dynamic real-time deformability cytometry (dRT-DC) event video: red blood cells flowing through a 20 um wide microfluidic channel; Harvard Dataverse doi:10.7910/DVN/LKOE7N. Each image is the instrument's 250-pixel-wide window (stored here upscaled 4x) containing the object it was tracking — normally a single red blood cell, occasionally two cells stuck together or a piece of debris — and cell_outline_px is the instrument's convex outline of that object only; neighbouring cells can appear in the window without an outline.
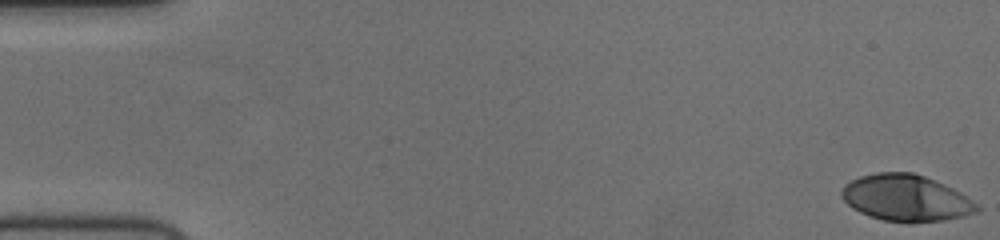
{"species": "human", "species_latin": "Homo sapiens", "temperature_condition": "cold", "stored_images_in_passage": 56, "camera_frame_rate_fps": 3000, "um_per_image_px": 0.085, "donor": {"sex": "female"}, "frame": {"image": 1, "passage_image": 1, "time_ms": 0.0, "image_size_px": [1000, 240], "cell_outline_px": [[980, 208], [976, 212], [964, 216], [944, 220], [884, 220], [860, 212], [852, 208], [840, 196], [840, 192], [844, 184], [860, 176], [876, 172], [912, 172], [924, 176], [944, 184], [960, 192], [976, 204]], "centroid_in_image_um": [76.97, 16.79], "position_along_channel_um": 8.0, "area_um2": 35.84}}
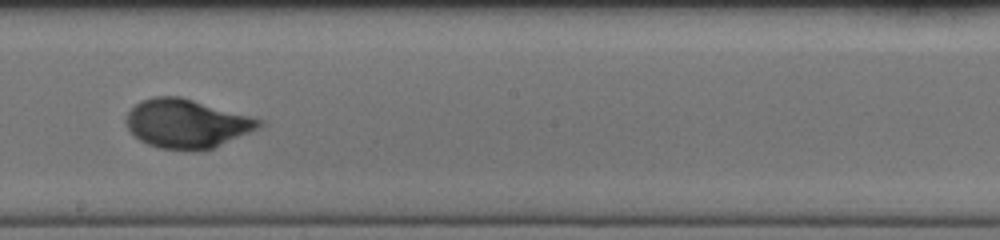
{"frame": {"image": 2, "passage_image": 32, "time_ms": 10.333, "image_size_px": [1000, 240], "cell_outline_px": [[264, 124], [248, 132], [212, 148], [200, 152], [192, 152], [160, 148], [148, 144], [140, 140], [128, 128], [128, 112], [140, 100], [152, 96], [180, 96], [264, 120]], "centroid_in_image_um": [15.86, 10.51], "position_along_channel_um": 232.3, "area_um2": 37.51}}
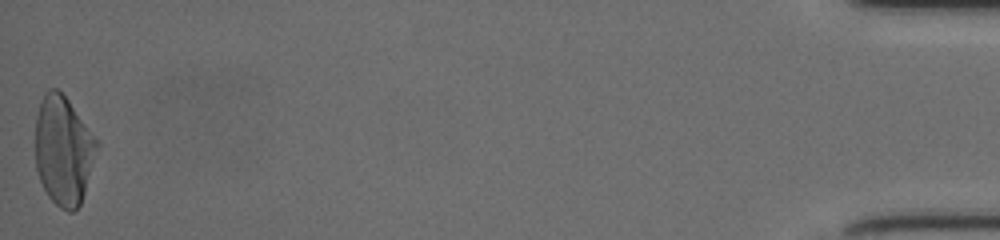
{"frame": {"image": 3, "passage_image": 56, "time_ms": 18.333, "image_size_px": [1000, 240], "cell_outline_px": [[100, 144], [80, 204], [72, 212], [68, 212], [60, 208], [48, 196], [40, 180], [36, 168], [36, 116], [40, 100], [44, 92], [48, 88], [56, 88], [68, 100], [100, 140]], "centroid_in_image_um": [5.41, 12.75], "position_along_channel_um": 429.8, "area_um2": 39.36}, "authors_computed_cell_mechanics": {"area_um2": 36.6452, "velocity_mm_per_s": 3.6968, "shape_relaxation_time_tau1_ms": 3.6291, "shape_relaxation_time_tau2_ms": null, "deformation_change_tau1": 0.2022, "deformation_change_tau2": null}}